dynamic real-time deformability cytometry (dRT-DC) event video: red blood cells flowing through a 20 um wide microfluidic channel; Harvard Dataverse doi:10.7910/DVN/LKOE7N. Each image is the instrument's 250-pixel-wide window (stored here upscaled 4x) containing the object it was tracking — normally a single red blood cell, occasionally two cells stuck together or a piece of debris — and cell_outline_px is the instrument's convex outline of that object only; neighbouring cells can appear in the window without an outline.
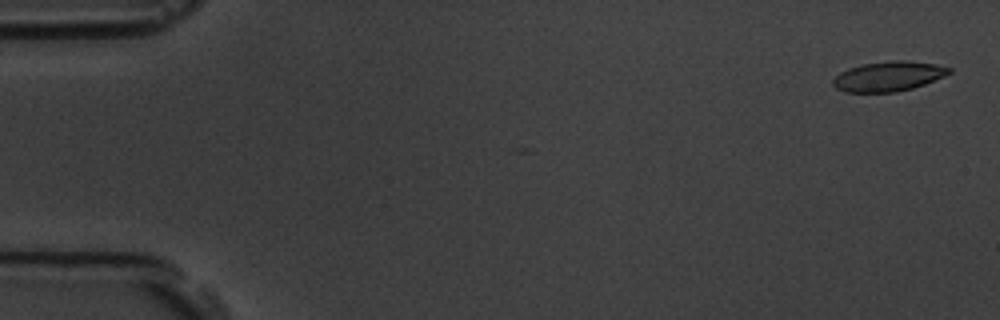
{"species": "common noctule bat (a hibernating species)", "species_latin": "Nyctalus noctula", "temperature_condition": "room temperature", "stored_images_in_passage": 5, "camera_frame_rate_fps": 3000, "um_per_image_px": 0.085, "animal": {"sex": "male", "body_mass_g": 19.5, "forearm_length_mm": 54.6}, "frame": {"image": 1, "passage_image": 2, "time_ms": 0.333, "image_size_px": [1000, 320], "cell_outline_px": [[952, 72], [944, 76], [924, 84], [912, 88], [896, 92], [844, 92], [836, 88], [832, 84], [832, 80], [840, 72], [848, 68], [864, 64], [892, 60], [904, 60], [936, 64], [952, 68]], "centroid_in_image_um": [75.51, 6.49], "position_along_channel_um": 9.5, "area_um2": 20.17}}